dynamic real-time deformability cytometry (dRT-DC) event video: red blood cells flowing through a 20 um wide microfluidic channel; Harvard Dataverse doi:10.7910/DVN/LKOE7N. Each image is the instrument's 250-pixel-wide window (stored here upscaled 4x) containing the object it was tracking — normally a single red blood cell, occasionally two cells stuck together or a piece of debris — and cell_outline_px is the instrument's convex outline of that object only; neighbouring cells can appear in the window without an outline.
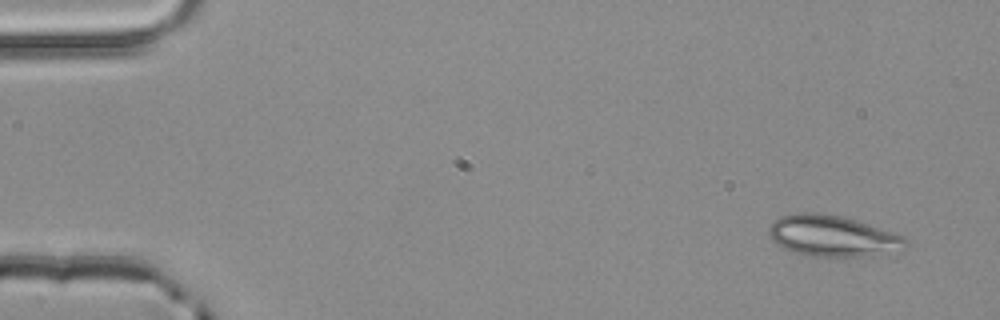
{"species": "common noctule bat (a hibernating species)", "species_latin": "Nyctalus noctula", "temperature_condition": "room temperature", "stored_images_in_passage": 3, "camera_frame_rate_fps": 3000, "um_per_image_px": 0.085, "animal": {"sex": "male", "body_mass_g": 20.4}, "frame": {"image": 1, "passage_image": 1, "time_ms": 0.0, "image_size_px": [1000, 320], "cell_outline_px": [[908, 244], [904, 252], [872, 256], [812, 256], [796, 252], [784, 248], [772, 240], [768, 232], [768, 228], [780, 216], [800, 212], [816, 212], [840, 216], [856, 220], [904, 236], [908, 240]], "centroid_in_image_um": [70.85, 20.07], "position_along_channel_um": 14.1, "area_um2": 32.95}}